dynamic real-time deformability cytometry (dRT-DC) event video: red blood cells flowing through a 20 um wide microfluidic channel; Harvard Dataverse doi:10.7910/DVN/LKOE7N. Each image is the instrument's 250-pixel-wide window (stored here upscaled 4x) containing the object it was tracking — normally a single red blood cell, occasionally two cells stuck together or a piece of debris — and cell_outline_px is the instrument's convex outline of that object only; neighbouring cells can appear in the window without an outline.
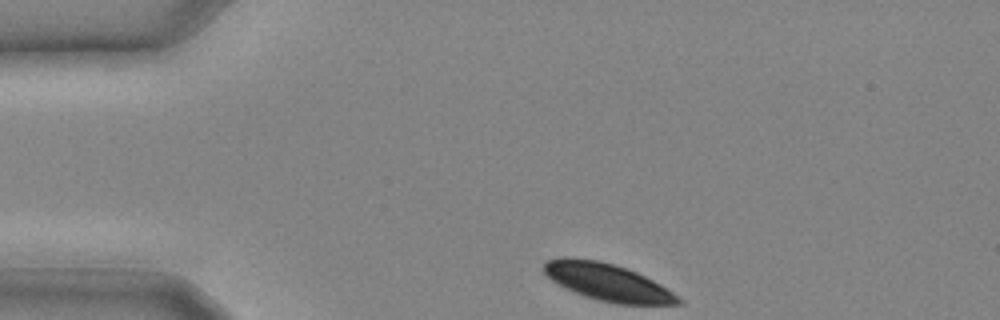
{"species": "common noctule bat (a hibernating species)", "species_latin": "Nyctalus noctula", "temperature_condition": "cold", "stored_images_in_passage": 23, "camera_frame_rate_fps": 3000, "um_per_image_px": 0.085, "animal": {"sex": "male", "body_mass_g": 20.4}, "frame": {"image": 1, "passage_image": 1, "time_ms": 0.0, "image_size_px": [1000, 320], "cell_outline_px": [[684, 304], [616, 304], [584, 296], [552, 280], [544, 272], [544, 264], [548, 260], [564, 256], [600, 260], [636, 272], [660, 284], [680, 296], [684, 300]], "centroid_in_image_um": [51.69, 23.98], "position_along_channel_um": 33.3, "area_um2": 28.84}}
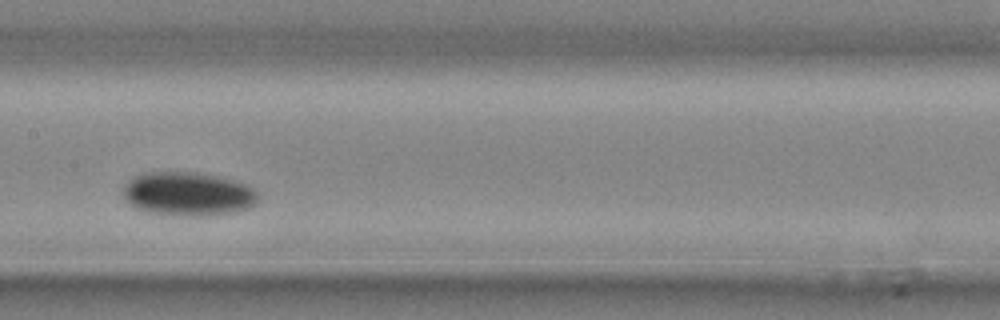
{"frame": {"image": 2, "passage_image": 10, "time_ms": 3.0, "image_size_px": [1000, 320], "cell_outline_px": [[260, 196], [256, 204], [248, 208], [236, 212], [208, 216], [176, 216], [148, 212], [136, 208], [128, 204], [124, 200], [124, 184], [128, 180], [136, 176], [148, 172], [196, 172], [220, 176], [248, 184]], "centroid_in_image_um": [16.0, 16.5], "position_along_channel_um": 191.4, "area_um2": 35.03}}
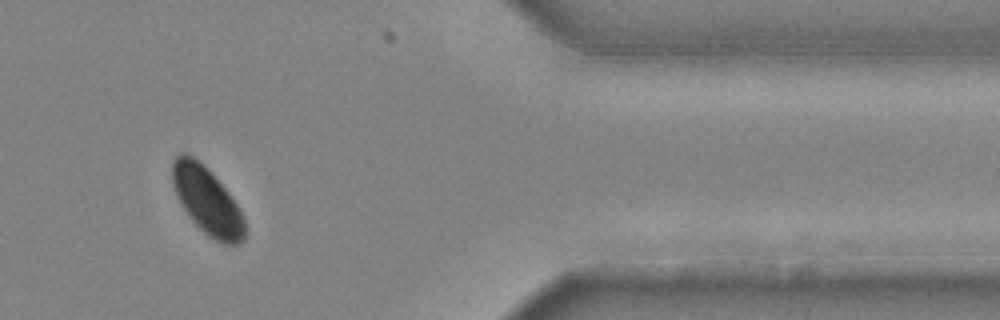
{"frame": {"image": 3, "passage_image": 20, "time_ms": 6.333, "image_size_px": [1000, 320], "cell_outline_px": [[244, 240], [240, 244], [224, 244], [208, 236], [188, 216], [172, 184], [172, 160], [180, 152], [184, 152], [192, 156], [224, 188], [240, 208], [244, 216]], "centroid_in_image_um": [17.6, 17.1], "position_along_channel_um": 393.8, "area_um2": 27.63}}